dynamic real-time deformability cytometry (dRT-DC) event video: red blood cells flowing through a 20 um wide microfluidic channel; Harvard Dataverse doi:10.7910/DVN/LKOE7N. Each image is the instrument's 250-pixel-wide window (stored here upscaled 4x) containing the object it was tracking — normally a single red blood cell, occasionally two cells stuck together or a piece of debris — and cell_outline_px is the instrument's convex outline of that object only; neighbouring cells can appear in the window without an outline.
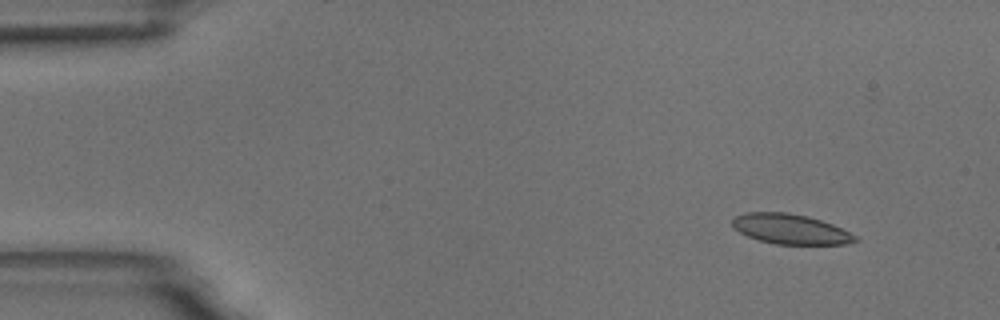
{"species": "common noctule bat (a hibernating species)", "species_latin": "Nyctalus noctula", "temperature_condition": "room temperature", "stored_images_in_passage": 4, "camera_frame_rate_fps": 3000, "um_per_image_px": 0.085, "animal": {"sex": "male", "body_mass_g": 18.8}, "frame": {"image": 1, "passage_image": 1, "time_ms": 0.0, "image_size_px": [1000, 320], "cell_outline_px": [[860, 240], [848, 244], [776, 244], [760, 240], [748, 236], [732, 228], [732, 220], [736, 216], [744, 212], [788, 212], [808, 216], [832, 224], [856, 236]], "centroid_in_image_um": [67.17, 19.46], "position_along_channel_um": 17.8, "area_um2": 21.44}}
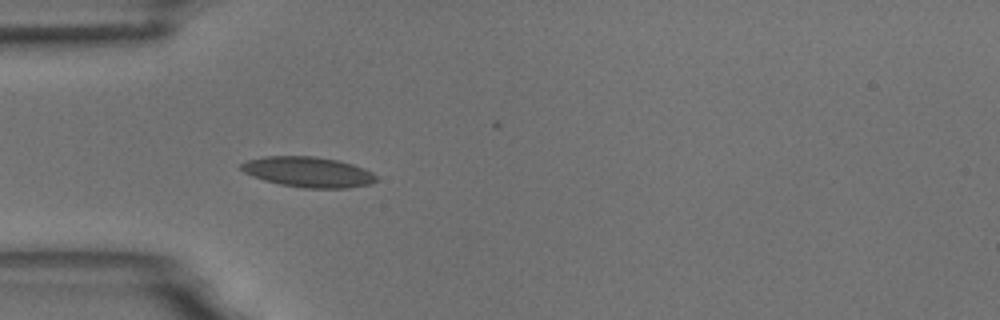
{"frame": {"image": 2, "passage_image": 4, "time_ms": 3.667, "image_size_px": [1000, 320], "cell_outline_px": [[380, 180], [368, 184], [348, 188], [304, 188], [280, 184], [264, 180], [252, 176], [244, 172], [240, 168], [240, 164], [248, 160], [264, 156], [312, 156], [340, 160], [364, 168], [372, 172]], "centroid_in_image_um": [26.21, 14.62], "position_along_channel_um": 58.8, "area_um2": 23.99}}